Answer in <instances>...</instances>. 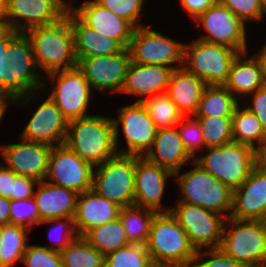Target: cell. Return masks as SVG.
Here are the masks:
<instances>
[{
  "mask_svg": "<svg viewBox=\"0 0 266 267\" xmlns=\"http://www.w3.org/2000/svg\"><path fill=\"white\" fill-rule=\"evenodd\" d=\"M48 181L38 182L39 188L33 195L40 222L56 218H74L78 193Z\"/></svg>",
  "mask_w": 266,
  "mask_h": 267,
  "instance_id": "cell-26",
  "label": "cell"
},
{
  "mask_svg": "<svg viewBox=\"0 0 266 267\" xmlns=\"http://www.w3.org/2000/svg\"><path fill=\"white\" fill-rule=\"evenodd\" d=\"M144 157L173 174L180 171L187 161L194 162L186 152L176 127L158 129L153 144Z\"/></svg>",
  "mask_w": 266,
  "mask_h": 267,
  "instance_id": "cell-25",
  "label": "cell"
},
{
  "mask_svg": "<svg viewBox=\"0 0 266 267\" xmlns=\"http://www.w3.org/2000/svg\"><path fill=\"white\" fill-rule=\"evenodd\" d=\"M69 10L86 26L101 36L117 40L124 48H128L135 27L126 19L116 16L97 2L86 1Z\"/></svg>",
  "mask_w": 266,
  "mask_h": 267,
  "instance_id": "cell-21",
  "label": "cell"
},
{
  "mask_svg": "<svg viewBox=\"0 0 266 267\" xmlns=\"http://www.w3.org/2000/svg\"><path fill=\"white\" fill-rule=\"evenodd\" d=\"M264 223H266V211L264 213V217H263V220H262Z\"/></svg>",
  "mask_w": 266,
  "mask_h": 267,
  "instance_id": "cell-58",
  "label": "cell"
},
{
  "mask_svg": "<svg viewBox=\"0 0 266 267\" xmlns=\"http://www.w3.org/2000/svg\"><path fill=\"white\" fill-rule=\"evenodd\" d=\"M146 244H130L105 256V267H146L150 260Z\"/></svg>",
  "mask_w": 266,
  "mask_h": 267,
  "instance_id": "cell-38",
  "label": "cell"
},
{
  "mask_svg": "<svg viewBox=\"0 0 266 267\" xmlns=\"http://www.w3.org/2000/svg\"><path fill=\"white\" fill-rule=\"evenodd\" d=\"M118 112V118H112L117 152L144 156L151 148L158 130L145 106L136 101L132 105L121 107ZM119 126L122 127L128 150L126 147L118 148Z\"/></svg>",
  "mask_w": 266,
  "mask_h": 267,
  "instance_id": "cell-11",
  "label": "cell"
},
{
  "mask_svg": "<svg viewBox=\"0 0 266 267\" xmlns=\"http://www.w3.org/2000/svg\"><path fill=\"white\" fill-rule=\"evenodd\" d=\"M0 146V155L16 175L45 180L52 147L42 143L28 142Z\"/></svg>",
  "mask_w": 266,
  "mask_h": 267,
  "instance_id": "cell-18",
  "label": "cell"
},
{
  "mask_svg": "<svg viewBox=\"0 0 266 267\" xmlns=\"http://www.w3.org/2000/svg\"><path fill=\"white\" fill-rule=\"evenodd\" d=\"M11 101L12 103L15 101L12 97H0V122L2 117L5 114L6 107H7V101Z\"/></svg>",
  "mask_w": 266,
  "mask_h": 267,
  "instance_id": "cell-56",
  "label": "cell"
},
{
  "mask_svg": "<svg viewBox=\"0 0 266 267\" xmlns=\"http://www.w3.org/2000/svg\"><path fill=\"white\" fill-rule=\"evenodd\" d=\"M157 212L136 205L122 207L119 218L130 244H146Z\"/></svg>",
  "mask_w": 266,
  "mask_h": 267,
  "instance_id": "cell-33",
  "label": "cell"
},
{
  "mask_svg": "<svg viewBox=\"0 0 266 267\" xmlns=\"http://www.w3.org/2000/svg\"><path fill=\"white\" fill-rule=\"evenodd\" d=\"M170 176H174V174L152 163L144 156L136 155L134 205L151 209L157 213H170L169 207H161L166 179Z\"/></svg>",
  "mask_w": 266,
  "mask_h": 267,
  "instance_id": "cell-19",
  "label": "cell"
},
{
  "mask_svg": "<svg viewBox=\"0 0 266 267\" xmlns=\"http://www.w3.org/2000/svg\"><path fill=\"white\" fill-rule=\"evenodd\" d=\"M68 121L51 100L45 99L39 105L21 134L28 142L42 143L54 147L65 143Z\"/></svg>",
  "mask_w": 266,
  "mask_h": 267,
  "instance_id": "cell-20",
  "label": "cell"
},
{
  "mask_svg": "<svg viewBox=\"0 0 266 267\" xmlns=\"http://www.w3.org/2000/svg\"><path fill=\"white\" fill-rule=\"evenodd\" d=\"M38 71L31 41L26 33L19 32L7 45L1 77L2 88L14 103L24 100L23 104L27 105L37 91L48 87L40 81Z\"/></svg>",
  "mask_w": 266,
  "mask_h": 267,
  "instance_id": "cell-1",
  "label": "cell"
},
{
  "mask_svg": "<svg viewBox=\"0 0 266 267\" xmlns=\"http://www.w3.org/2000/svg\"><path fill=\"white\" fill-rule=\"evenodd\" d=\"M184 46V43L168 38L143 25L134 29L128 51L133 63L164 65L178 69L183 67ZM175 63L179 64L176 67L171 65Z\"/></svg>",
  "mask_w": 266,
  "mask_h": 267,
  "instance_id": "cell-10",
  "label": "cell"
},
{
  "mask_svg": "<svg viewBox=\"0 0 266 267\" xmlns=\"http://www.w3.org/2000/svg\"><path fill=\"white\" fill-rule=\"evenodd\" d=\"M67 3L65 0H7L4 17L12 30L25 33L60 21L69 10Z\"/></svg>",
  "mask_w": 266,
  "mask_h": 267,
  "instance_id": "cell-16",
  "label": "cell"
},
{
  "mask_svg": "<svg viewBox=\"0 0 266 267\" xmlns=\"http://www.w3.org/2000/svg\"><path fill=\"white\" fill-rule=\"evenodd\" d=\"M247 52L239 53L233 60L229 77L224 86L239 99L248 96L265 85L261 69L255 57L243 59Z\"/></svg>",
  "mask_w": 266,
  "mask_h": 267,
  "instance_id": "cell-29",
  "label": "cell"
},
{
  "mask_svg": "<svg viewBox=\"0 0 266 267\" xmlns=\"http://www.w3.org/2000/svg\"><path fill=\"white\" fill-rule=\"evenodd\" d=\"M178 267H192V265H190V266H178Z\"/></svg>",
  "mask_w": 266,
  "mask_h": 267,
  "instance_id": "cell-59",
  "label": "cell"
},
{
  "mask_svg": "<svg viewBox=\"0 0 266 267\" xmlns=\"http://www.w3.org/2000/svg\"><path fill=\"white\" fill-rule=\"evenodd\" d=\"M131 63L128 48L108 56H92L77 59V68L94 90L121 92Z\"/></svg>",
  "mask_w": 266,
  "mask_h": 267,
  "instance_id": "cell-17",
  "label": "cell"
},
{
  "mask_svg": "<svg viewBox=\"0 0 266 267\" xmlns=\"http://www.w3.org/2000/svg\"><path fill=\"white\" fill-rule=\"evenodd\" d=\"M219 248L243 267H266V223L227 218Z\"/></svg>",
  "mask_w": 266,
  "mask_h": 267,
  "instance_id": "cell-4",
  "label": "cell"
},
{
  "mask_svg": "<svg viewBox=\"0 0 266 267\" xmlns=\"http://www.w3.org/2000/svg\"><path fill=\"white\" fill-rule=\"evenodd\" d=\"M121 208L93 189L78 194L73 218L77 235L83 237L90 229L115 220Z\"/></svg>",
  "mask_w": 266,
  "mask_h": 267,
  "instance_id": "cell-23",
  "label": "cell"
},
{
  "mask_svg": "<svg viewBox=\"0 0 266 267\" xmlns=\"http://www.w3.org/2000/svg\"><path fill=\"white\" fill-rule=\"evenodd\" d=\"M18 33L11 29L4 37L0 38V97H11L2 88L1 77H3L4 53L6 52L7 45Z\"/></svg>",
  "mask_w": 266,
  "mask_h": 267,
  "instance_id": "cell-50",
  "label": "cell"
},
{
  "mask_svg": "<svg viewBox=\"0 0 266 267\" xmlns=\"http://www.w3.org/2000/svg\"><path fill=\"white\" fill-rule=\"evenodd\" d=\"M94 166L74 153L66 144L52 147L45 179L78 194L92 189Z\"/></svg>",
  "mask_w": 266,
  "mask_h": 267,
  "instance_id": "cell-13",
  "label": "cell"
},
{
  "mask_svg": "<svg viewBox=\"0 0 266 267\" xmlns=\"http://www.w3.org/2000/svg\"><path fill=\"white\" fill-rule=\"evenodd\" d=\"M239 100L224 85H207L194 116L232 117Z\"/></svg>",
  "mask_w": 266,
  "mask_h": 267,
  "instance_id": "cell-30",
  "label": "cell"
},
{
  "mask_svg": "<svg viewBox=\"0 0 266 267\" xmlns=\"http://www.w3.org/2000/svg\"><path fill=\"white\" fill-rule=\"evenodd\" d=\"M38 181L25 177L22 175H16L14 179L13 193L11 194V200H23L32 198L34 195V187Z\"/></svg>",
  "mask_w": 266,
  "mask_h": 267,
  "instance_id": "cell-46",
  "label": "cell"
},
{
  "mask_svg": "<svg viewBox=\"0 0 266 267\" xmlns=\"http://www.w3.org/2000/svg\"><path fill=\"white\" fill-rule=\"evenodd\" d=\"M21 262L26 267H63L60 252L47 246L27 245Z\"/></svg>",
  "mask_w": 266,
  "mask_h": 267,
  "instance_id": "cell-40",
  "label": "cell"
},
{
  "mask_svg": "<svg viewBox=\"0 0 266 267\" xmlns=\"http://www.w3.org/2000/svg\"><path fill=\"white\" fill-rule=\"evenodd\" d=\"M258 61L264 83L266 84V43L257 54L252 55Z\"/></svg>",
  "mask_w": 266,
  "mask_h": 267,
  "instance_id": "cell-53",
  "label": "cell"
},
{
  "mask_svg": "<svg viewBox=\"0 0 266 267\" xmlns=\"http://www.w3.org/2000/svg\"><path fill=\"white\" fill-rule=\"evenodd\" d=\"M173 68L164 65H146L131 62L121 93L133 94L137 102L151 95L166 93ZM146 96V97H145Z\"/></svg>",
  "mask_w": 266,
  "mask_h": 267,
  "instance_id": "cell-24",
  "label": "cell"
},
{
  "mask_svg": "<svg viewBox=\"0 0 266 267\" xmlns=\"http://www.w3.org/2000/svg\"><path fill=\"white\" fill-rule=\"evenodd\" d=\"M11 30L5 17H0V38L4 37Z\"/></svg>",
  "mask_w": 266,
  "mask_h": 267,
  "instance_id": "cell-55",
  "label": "cell"
},
{
  "mask_svg": "<svg viewBox=\"0 0 266 267\" xmlns=\"http://www.w3.org/2000/svg\"><path fill=\"white\" fill-rule=\"evenodd\" d=\"M186 173H174L183 198L179 202L195 204L229 218L232 210L233 190L195 162ZM180 174V175H179ZM228 211V214L225 213ZM224 212V213H223ZM225 214V215H224Z\"/></svg>",
  "mask_w": 266,
  "mask_h": 267,
  "instance_id": "cell-7",
  "label": "cell"
},
{
  "mask_svg": "<svg viewBox=\"0 0 266 267\" xmlns=\"http://www.w3.org/2000/svg\"><path fill=\"white\" fill-rule=\"evenodd\" d=\"M7 0H0V17H4L6 14Z\"/></svg>",
  "mask_w": 266,
  "mask_h": 267,
  "instance_id": "cell-57",
  "label": "cell"
},
{
  "mask_svg": "<svg viewBox=\"0 0 266 267\" xmlns=\"http://www.w3.org/2000/svg\"><path fill=\"white\" fill-rule=\"evenodd\" d=\"M10 200L0 196V226L9 224Z\"/></svg>",
  "mask_w": 266,
  "mask_h": 267,
  "instance_id": "cell-51",
  "label": "cell"
},
{
  "mask_svg": "<svg viewBox=\"0 0 266 267\" xmlns=\"http://www.w3.org/2000/svg\"><path fill=\"white\" fill-rule=\"evenodd\" d=\"M64 144L94 167L118 153L112 118L100 115H88L68 122Z\"/></svg>",
  "mask_w": 266,
  "mask_h": 267,
  "instance_id": "cell-3",
  "label": "cell"
},
{
  "mask_svg": "<svg viewBox=\"0 0 266 267\" xmlns=\"http://www.w3.org/2000/svg\"><path fill=\"white\" fill-rule=\"evenodd\" d=\"M69 23L73 31L74 52L77 59L114 55L124 49L117 40L101 36L84 25L70 10Z\"/></svg>",
  "mask_w": 266,
  "mask_h": 267,
  "instance_id": "cell-28",
  "label": "cell"
},
{
  "mask_svg": "<svg viewBox=\"0 0 266 267\" xmlns=\"http://www.w3.org/2000/svg\"><path fill=\"white\" fill-rule=\"evenodd\" d=\"M256 166L266 171V140L256 149Z\"/></svg>",
  "mask_w": 266,
  "mask_h": 267,
  "instance_id": "cell-52",
  "label": "cell"
},
{
  "mask_svg": "<svg viewBox=\"0 0 266 267\" xmlns=\"http://www.w3.org/2000/svg\"><path fill=\"white\" fill-rule=\"evenodd\" d=\"M238 51L201 39L185 44L183 67L207 85H224Z\"/></svg>",
  "mask_w": 266,
  "mask_h": 267,
  "instance_id": "cell-9",
  "label": "cell"
},
{
  "mask_svg": "<svg viewBox=\"0 0 266 267\" xmlns=\"http://www.w3.org/2000/svg\"><path fill=\"white\" fill-rule=\"evenodd\" d=\"M55 87L49 97L68 121L79 119L86 114L91 97V86L77 68L48 74ZM56 79V80H55Z\"/></svg>",
  "mask_w": 266,
  "mask_h": 267,
  "instance_id": "cell-14",
  "label": "cell"
},
{
  "mask_svg": "<svg viewBox=\"0 0 266 267\" xmlns=\"http://www.w3.org/2000/svg\"><path fill=\"white\" fill-rule=\"evenodd\" d=\"M207 256L209 258H207ZM192 267H243V266L240 263L236 262L233 258L226 255L220 248H211L206 250L205 252L197 250Z\"/></svg>",
  "mask_w": 266,
  "mask_h": 267,
  "instance_id": "cell-44",
  "label": "cell"
},
{
  "mask_svg": "<svg viewBox=\"0 0 266 267\" xmlns=\"http://www.w3.org/2000/svg\"><path fill=\"white\" fill-rule=\"evenodd\" d=\"M206 156L194 162L231 190L237 189L256 167V149L235 141L209 147Z\"/></svg>",
  "mask_w": 266,
  "mask_h": 267,
  "instance_id": "cell-5",
  "label": "cell"
},
{
  "mask_svg": "<svg viewBox=\"0 0 266 267\" xmlns=\"http://www.w3.org/2000/svg\"><path fill=\"white\" fill-rule=\"evenodd\" d=\"M9 223L28 228L40 224L39 210L34 198L10 200Z\"/></svg>",
  "mask_w": 266,
  "mask_h": 267,
  "instance_id": "cell-39",
  "label": "cell"
},
{
  "mask_svg": "<svg viewBox=\"0 0 266 267\" xmlns=\"http://www.w3.org/2000/svg\"><path fill=\"white\" fill-rule=\"evenodd\" d=\"M157 129L176 127L184 117L166 93L141 101Z\"/></svg>",
  "mask_w": 266,
  "mask_h": 267,
  "instance_id": "cell-36",
  "label": "cell"
},
{
  "mask_svg": "<svg viewBox=\"0 0 266 267\" xmlns=\"http://www.w3.org/2000/svg\"><path fill=\"white\" fill-rule=\"evenodd\" d=\"M65 220V221H64ZM40 223H55L56 225L53 226L52 232L50 233V239L52 240V234L57 231H66L64 232V235L62 238L53 239L52 240V246L48 247L51 250H55L58 252H61L65 247H67L70 243H72L77 237V233L74 227V220L73 218H56V219H49L41 221ZM65 228V230H64ZM62 233V232H61ZM63 234V233H62ZM61 239V240H60ZM56 246V247H55Z\"/></svg>",
  "mask_w": 266,
  "mask_h": 267,
  "instance_id": "cell-45",
  "label": "cell"
},
{
  "mask_svg": "<svg viewBox=\"0 0 266 267\" xmlns=\"http://www.w3.org/2000/svg\"><path fill=\"white\" fill-rule=\"evenodd\" d=\"M16 174L6 166L0 165V196L11 200Z\"/></svg>",
  "mask_w": 266,
  "mask_h": 267,
  "instance_id": "cell-49",
  "label": "cell"
},
{
  "mask_svg": "<svg viewBox=\"0 0 266 267\" xmlns=\"http://www.w3.org/2000/svg\"><path fill=\"white\" fill-rule=\"evenodd\" d=\"M146 267H178V266L172 262L150 258V260L146 264Z\"/></svg>",
  "mask_w": 266,
  "mask_h": 267,
  "instance_id": "cell-54",
  "label": "cell"
},
{
  "mask_svg": "<svg viewBox=\"0 0 266 267\" xmlns=\"http://www.w3.org/2000/svg\"><path fill=\"white\" fill-rule=\"evenodd\" d=\"M250 95L253 98L252 107L248 106L247 109L256 115L266 130V84Z\"/></svg>",
  "mask_w": 266,
  "mask_h": 267,
  "instance_id": "cell-47",
  "label": "cell"
},
{
  "mask_svg": "<svg viewBox=\"0 0 266 267\" xmlns=\"http://www.w3.org/2000/svg\"><path fill=\"white\" fill-rule=\"evenodd\" d=\"M83 237L104 256L130 245L119 217L90 229Z\"/></svg>",
  "mask_w": 266,
  "mask_h": 267,
  "instance_id": "cell-31",
  "label": "cell"
},
{
  "mask_svg": "<svg viewBox=\"0 0 266 267\" xmlns=\"http://www.w3.org/2000/svg\"><path fill=\"white\" fill-rule=\"evenodd\" d=\"M200 126L205 147H218L233 141L232 117L193 116Z\"/></svg>",
  "mask_w": 266,
  "mask_h": 267,
  "instance_id": "cell-37",
  "label": "cell"
},
{
  "mask_svg": "<svg viewBox=\"0 0 266 267\" xmlns=\"http://www.w3.org/2000/svg\"><path fill=\"white\" fill-rule=\"evenodd\" d=\"M178 125L176 128L182 139L184 148L189 156L194 160L197 149L205 147L201 126L195 117L194 119H191L185 118V116L180 120Z\"/></svg>",
  "mask_w": 266,
  "mask_h": 267,
  "instance_id": "cell-41",
  "label": "cell"
},
{
  "mask_svg": "<svg viewBox=\"0 0 266 267\" xmlns=\"http://www.w3.org/2000/svg\"><path fill=\"white\" fill-rule=\"evenodd\" d=\"M207 84L184 67L174 69L166 90L183 116H194Z\"/></svg>",
  "mask_w": 266,
  "mask_h": 267,
  "instance_id": "cell-27",
  "label": "cell"
},
{
  "mask_svg": "<svg viewBox=\"0 0 266 267\" xmlns=\"http://www.w3.org/2000/svg\"><path fill=\"white\" fill-rule=\"evenodd\" d=\"M195 22L202 25L207 33L198 39L225 45L239 53L247 52L245 23L219 2L201 13Z\"/></svg>",
  "mask_w": 266,
  "mask_h": 267,
  "instance_id": "cell-15",
  "label": "cell"
},
{
  "mask_svg": "<svg viewBox=\"0 0 266 267\" xmlns=\"http://www.w3.org/2000/svg\"><path fill=\"white\" fill-rule=\"evenodd\" d=\"M28 231L26 227L10 223L0 226V267H12L22 260L28 245Z\"/></svg>",
  "mask_w": 266,
  "mask_h": 267,
  "instance_id": "cell-34",
  "label": "cell"
},
{
  "mask_svg": "<svg viewBox=\"0 0 266 267\" xmlns=\"http://www.w3.org/2000/svg\"><path fill=\"white\" fill-rule=\"evenodd\" d=\"M63 267H105V256L78 236L60 252Z\"/></svg>",
  "mask_w": 266,
  "mask_h": 267,
  "instance_id": "cell-35",
  "label": "cell"
},
{
  "mask_svg": "<svg viewBox=\"0 0 266 267\" xmlns=\"http://www.w3.org/2000/svg\"><path fill=\"white\" fill-rule=\"evenodd\" d=\"M102 7L110 10L116 16L126 19L135 28L143 26L138 23L145 0H94ZM138 23V24H137Z\"/></svg>",
  "mask_w": 266,
  "mask_h": 267,
  "instance_id": "cell-43",
  "label": "cell"
},
{
  "mask_svg": "<svg viewBox=\"0 0 266 267\" xmlns=\"http://www.w3.org/2000/svg\"><path fill=\"white\" fill-rule=\"evenodd\" d=\"M146 249L152 259L172 262L177 266L192 265L197 253L186 231L171 213L155 215Z\"/></svg>",
  "mask_w": 266,
  "mask_h": 267,
  "instance_id": "cell-6",
  "label": "cell"
},
{
  "mask_svg": "<svg viewBox=\"0 0 266 267\" xmlns=\"http://www.w3.org/2000/svg\"><path fill=\"white\" fill-rule=\"evenodd\" d=\"M232 11L243 23L244 21L261 20L266 14V0H218Z\"/></svg>",
  "mask_w": 266,
  "mask_h": 267,
  "instance_id": "cell-42",
  "label": "cell"
},
{
  "mask_svg": "<svg viewBox=\"0 0 266 267\" xmlns=\"http://www.w3.org/2000/svg\"><path fill=\"white\" fill-rule=\"evenodd\" d=\"M266 211V171L257 166L247 179L233 190L229 218L262 221Z\"/></svg>",
  "mask_w": 266,
  "mask_h": 267,
  "instance_id": "cell-22",
  "label": "cell"
},
{
  "mask_svg": "<svg viewBox=\"0 0 266 267\" xmlns=\"http://www.w3.org/2000/svg\"><path fill=\"white\" fill-rule=\"evenodd\" d=\"M92 189L120 207L134 205L136 155L119 154L95 166Z\"/></svg>",
  "mask_w": 266,
  "mask_h": 267,
  "instance_id": "cell-8",
  "label": "cell"
},
{
  "mask_svg": "<svg viewBox=\"0 0 266 267\" xmlns=\"http://www.w3.org/2000/svg\"><path fill=\"white\" fill-rule=\"evenodd\" d=\"M216 3H218V0H180L183 9L193 20L205 12L212 4Z\"/></svg>",
  "mask_w": 266,
  "mask_h": 267,
  "instance_id": "cell-48",
  "label": "cell"
},
{
  "mask_svg": "<svg viewBox=\"0 0 266 267\" xmlns=\"http://www.w3.org/2000/svg\"><path fill=\"white\" fill-rule=\"evenodd\" d=\"M233 141L257 149L266 140V130L256 115L238 105L232 116ZM255 142L257 146H255Z\"/></svg>",
  "mask_w": 266,
  "mask_h": 267,
  "instance_id": "cell-32",
  "label": "cell"
},
{
  "mask_svg": "<svg viewBox=\"0 0 266 267\" xmlns=\"http://www.w3.org/2000/svg\"><path fill=\"white\" fill-rule=\"evenodd\" d=\"M170 213L186 231L196 250L219 248L226 218L195 204L178 202Z\"/></svg>",
  "mask_w": 266,
  "mask_h": 267,
  "instance_id": "cell-12",
  "label": "cell"
},
{
  "mask_svg": "<svg viewBox=\"0 0 266 267\" xmlns=\"http://www.w3.org/2000/svg\"><path fill=\"white\" fill-rule=\"evenodd\" d=\"M35 62L47 75L77 67L73 31L69 23V10L60 21L29 29Z\"/></svg>",
  "mask_w": 266,
  "mask_h": 267,
  "instance_id": "cell-2",
  "label": "cell"
}]
</instances>
